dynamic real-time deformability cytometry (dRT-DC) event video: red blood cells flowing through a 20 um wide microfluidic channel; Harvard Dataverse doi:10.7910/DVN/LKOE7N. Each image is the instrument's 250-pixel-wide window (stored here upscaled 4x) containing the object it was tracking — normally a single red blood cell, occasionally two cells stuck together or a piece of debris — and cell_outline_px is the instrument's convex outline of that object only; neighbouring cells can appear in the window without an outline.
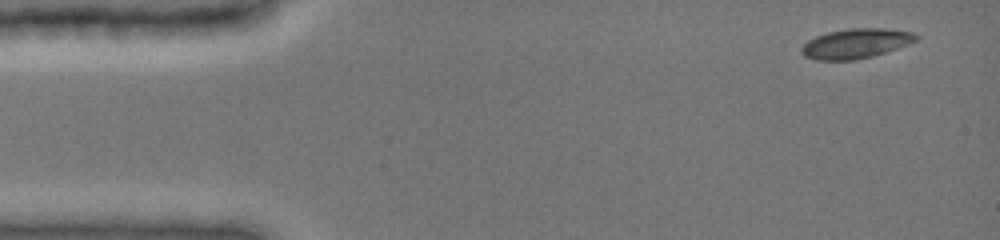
{"species": "common noctule bat (a hibernating species)", "species_latin": "Nyctalus noctula", "temperature_condition": "cold", "stored_images_in_passage": 38, "camera_frame_rate_fps": 3000, "um_per_image_px": 0.085, "animal": {"sex": "female", "body_mass_g": 19.0, "forearm_length_mm": 51.5}, "frame": {"image": 1, "passage_image": 1, "time_ms": 0.0, "image_size_px": [1000, 240], "cell_outline_px": [[920, 36], [916, 40], [908, 44], [872, 56], [856, 60], [816, 60], [804, 56], [800, 52], [800, 48], [808, 40], [816, 36], [828, 32], [848, 28], [880, 28], [912, 32]], "centroid_in_image_um": [72.7, 3.7], "position_along_channel_um": 12.3, "area_um2": 19.77}}
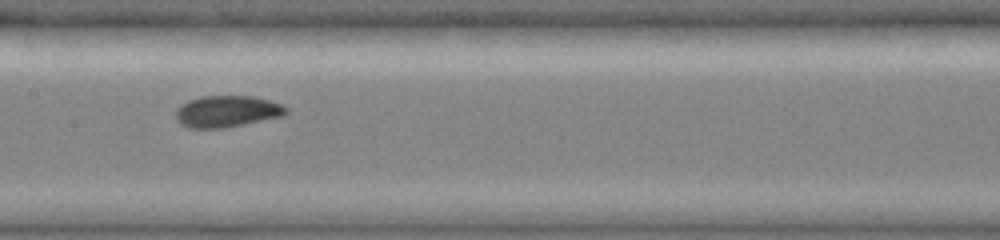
{"frame": {"image": 2, "passage_image": 16, "time_ms": 7.0, "image_size_px": [1000, 240], "cell_outline_px": [[288, 112], [284, 116], [224, 128], [188, 128], [180, 124], [176, 120], [176, 108], [180, 104], [188, 100], [200, 96], [252, 96], [268, 100], [280, 104], [288, 108]], "centroid_in_image_um": [19.26, 9.47], "position_along_channel_um": 188.1, "area_um2": 20.46}}
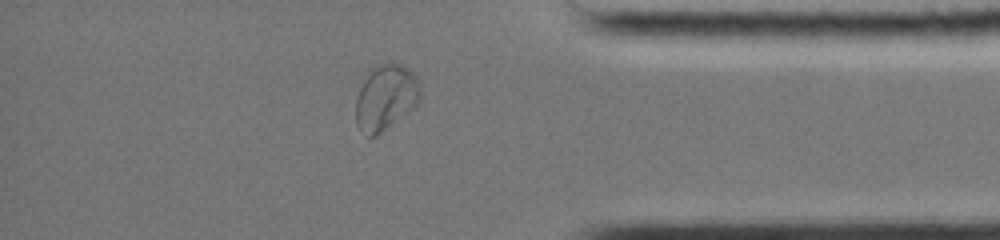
{"frame": {"image": 3, "passage_image": 33, "time_ms": 12.667, "image_size_px": [1000, 240], "cell_outline_px": [[420, 100], [412, 108], [376, 136], [368, 136], [356, 124], [356, 100], [360, 88], [368, 68], [376, 64], [400, 64], [408, 68], [420, 80]], "centroid_in_image_um": [32.78, 8.24], "position_along_channel_um": 402.4, "area_um2": 24.51}, "authors_computed_cell_mechanics": {"area_um2": 20.23, "velocity_mm_per_s": 3.9401, "shape_relaxation_time_tau1_ms": 3.6583, "shape_relaxation_time_tau2_ms": null, "deformation_change_tau1": 0.1132, "deformation_change_tau2": null}}